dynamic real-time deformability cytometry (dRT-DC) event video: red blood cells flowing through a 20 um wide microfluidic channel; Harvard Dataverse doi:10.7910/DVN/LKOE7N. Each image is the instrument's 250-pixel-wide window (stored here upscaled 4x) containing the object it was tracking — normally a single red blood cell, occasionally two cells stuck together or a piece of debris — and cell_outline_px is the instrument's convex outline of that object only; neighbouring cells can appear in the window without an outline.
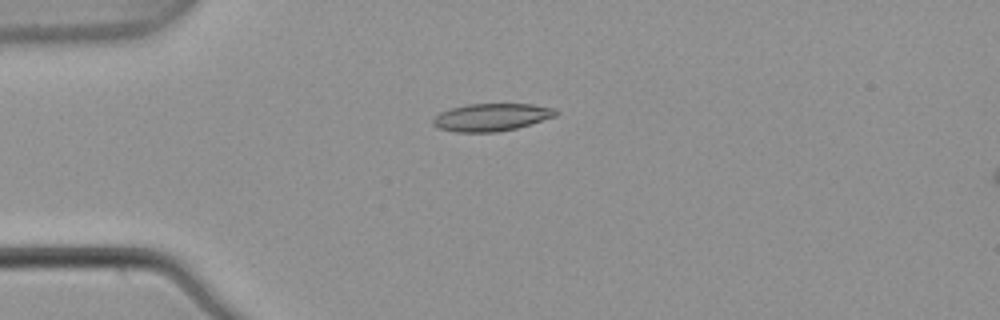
{"species": "common noctule bat (a hibernating species)", "species_latin": "Nyctalus noctula", "temperature_condition": "warm", "stored_images_in_passage": 6, "camera_frame_rate_fps": 3000, "um_per_image_px": 0.085, "animal": {"sex": "male", "body_mass_g": 21.5, "forearm_length_mm": 52.0}, "frame": {"image": 1, "passage_image": 4, "time_ms": 1.0, "image_size_px": [1000, 320], "cell_outline_px": [[556, 116], [516, 128], [496, 132], [456, 132], [440, 128], [432, 124], [432, 120], [440, 112], [452, 108], [468, 104], [532, 104], [556, 108]], "centroid_in_image_um": [41.77, 9.96], "position_along_channel_um": 43.2, "area_um2": 19.54}}
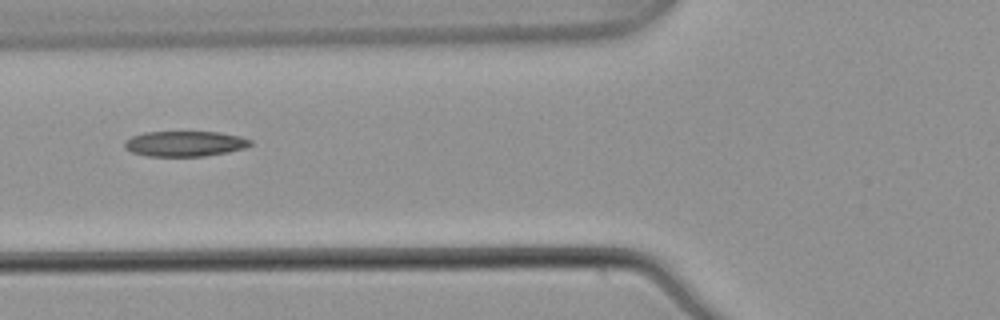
{"frame": {"image": 2, "passage_image": 6, "time_ms": 1.667, "image_size_px": [1000, 320], "cell_outline_px": [[252, 144], [244, 148], [204, 156], [148, 156], [132, 152], [124, 148], [124, 140], [132, 136], [144, 132], [220, 132], [240, 136], [252, 140]], "centroid_in_image_um": [15.68, 12.2], "position_along_channel_um": 110.1, "area_um2": 18.55}}